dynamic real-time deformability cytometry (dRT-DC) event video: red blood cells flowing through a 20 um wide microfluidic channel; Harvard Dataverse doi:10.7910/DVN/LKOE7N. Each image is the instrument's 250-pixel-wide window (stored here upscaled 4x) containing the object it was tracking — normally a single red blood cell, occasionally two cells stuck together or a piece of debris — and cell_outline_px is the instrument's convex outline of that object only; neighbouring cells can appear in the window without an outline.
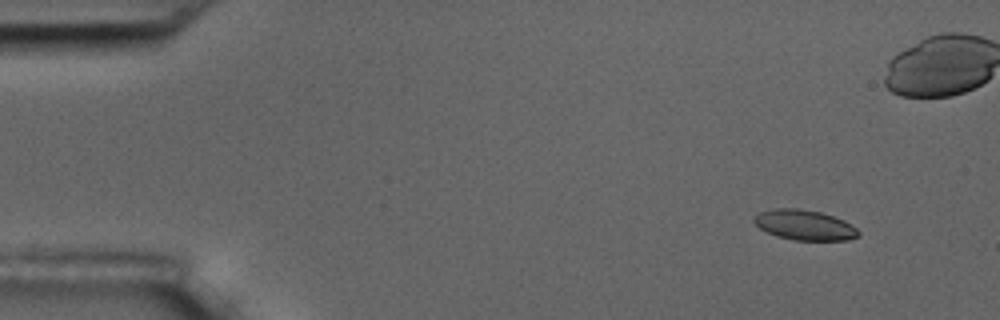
{"species": "common noctule bat (a hibernating species)", "species_latin": "Nyctalus noctula", "temperature_condition": "room temperature", "stored_images_in_passage": 7, "camera_frame_rate_fps": 3000, "um_per_image_px": 0.085, "animal": {"sex": "male", "body_mass_g": 17.5, "forearm_length_mm": 52.3}, "frame": {"image": 1, "passage_image": 2, "time_ms": 1.333, "image_size_px": [1000, 320], "cell_outline_px": [[860, 236], [848, 240], [792, 240], [776, 236], [760, 228], [752, 220], [752, 216], [760, 212], [776, 208], [800, 208], [820, 212], [844, 220], [852, 224], [860, 232]], "centroid_in_image_um": [68.39, 19.12], "position_along_channel_um": 16.6, "area_um2": 18.5}}